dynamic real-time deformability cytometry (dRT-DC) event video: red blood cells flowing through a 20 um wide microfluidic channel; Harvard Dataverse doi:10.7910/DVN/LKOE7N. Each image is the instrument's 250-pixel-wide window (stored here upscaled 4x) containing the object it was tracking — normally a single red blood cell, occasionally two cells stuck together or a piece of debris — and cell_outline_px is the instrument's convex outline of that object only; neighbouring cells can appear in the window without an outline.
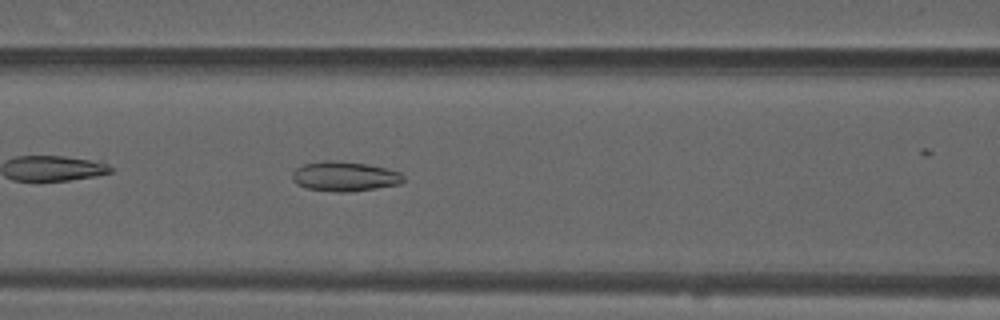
{"species": "common noctule bat (a hibernating species)", "species_latin": "Nyctalus noctula", "temperature_condition": "warm", "stored_images_in_passage": 28, "camera_frame_rate_fps": 3000, "um_per_image_px": 0.085, "animal": {"sex": "male", "forearm_length_mm": 52.5}, "frame": {"image": 1, "passage_image": 8, "time_ms": 2.333, "image_size_px": [1000, 320], "cell_outline_px": [[404, 180], [400, 184], [376, 188], [348, 192], [336, 192], [304, 188], [296, 184], [292, 180], [292, 172], [296, 168], [304, 164], [324, 160], [332, 160], [368, 164], [388, 168], [400, 172], [404, 176]], "centroid_in_image_um": [29.28, 14.99], "position_along_channel_um": 137.3, "area_um2": 19.48}}
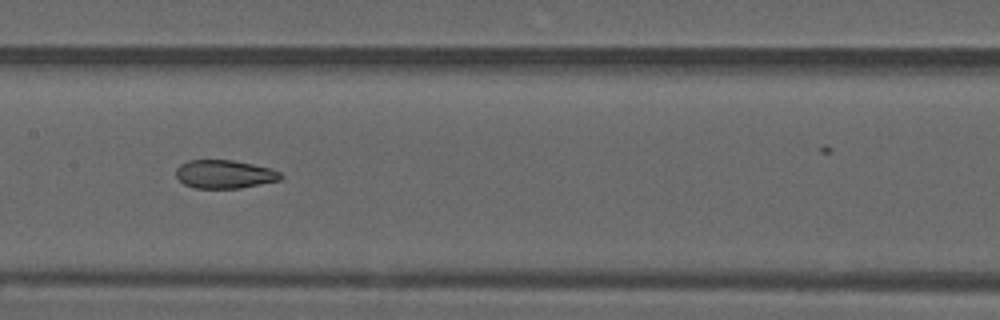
{"frame": {"image": 2, "passage_image": 12, "time_ms": 3.667, "image_size_px": [1000, 320], "cell_outline_px": [[284, 176], [280, 180], [240, 188], [196, 188], [184, 184], [176, 176], [176, 168], [180, 164], [188, 160], [232, 160], [272, 168], [280, 172]], "centroid_in_image_um": [19.09, 14.8], "position_along_channel_um": 188.3, "area_um2": 17.34}}